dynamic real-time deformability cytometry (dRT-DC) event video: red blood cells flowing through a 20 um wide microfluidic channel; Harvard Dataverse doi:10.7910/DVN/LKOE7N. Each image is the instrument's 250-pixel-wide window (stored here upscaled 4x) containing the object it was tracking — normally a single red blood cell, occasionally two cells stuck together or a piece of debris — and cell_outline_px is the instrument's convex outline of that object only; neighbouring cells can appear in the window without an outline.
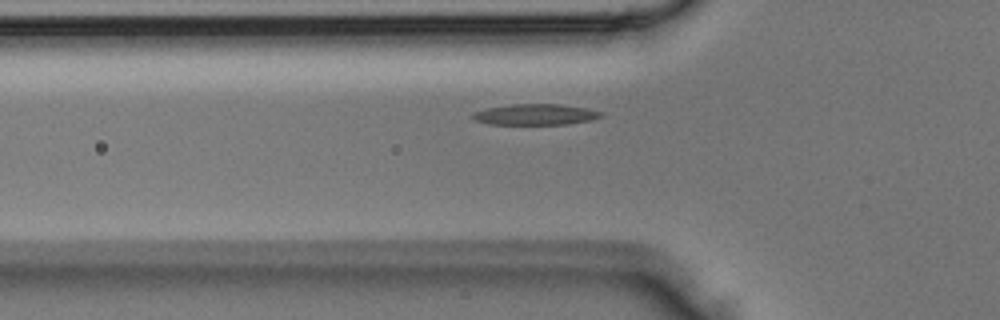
{"species": "Egyptian fruit bat (a non-hibernating species)", "species_latin": "Rousettus aegyptiacus", "temperature_condition": "room temperature", "stored_images_in_passage": 4, "camera_frame_rate_fps": 3000, "um_per_image_px": 0.085, "animal": {"sex": "male"}, "frame": {"image": 1, "passage_image": 4, "time_ms": 1.0, "image_size_px": [1000, 320], "cell_outline_px": [[604, 116], [592, 120], [564, 124], [488, 124], [476, 120], [472, 116], [472, 112], [488, 108], [512, 104], [560, 104], [584, 108], [604, 112]], "centroid_in_image_um": [45.53, 9.73], "position_along_channel_um": 80.3, "area_um2": 15.55}}